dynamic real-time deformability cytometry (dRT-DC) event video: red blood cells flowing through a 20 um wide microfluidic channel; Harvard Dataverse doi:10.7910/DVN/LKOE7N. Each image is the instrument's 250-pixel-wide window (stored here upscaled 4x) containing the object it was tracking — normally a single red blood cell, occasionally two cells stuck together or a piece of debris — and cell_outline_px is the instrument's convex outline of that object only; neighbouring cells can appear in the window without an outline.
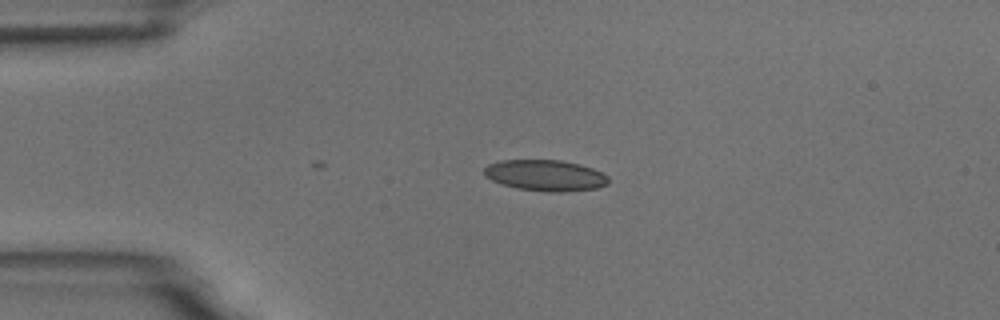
{"species": "common noctule bat (a hibernating species)", "species_latin": "Nyctalus noctula", "temperature_condition": "room temperature", "stored_images_in_passage": 2, "camera_frame_rate_fps": 3000, "um_per_image_px": 0.085, "animal": {"sex": "male", "body_mass_g": 18.8}, "frame": {"image": 1, "passage_image": 1, "time_ms": 0.0, "image_size_px": [1000, 320], "cell_outline_px": [[608, 184], [596, 188], [560, 192], [548, 192], [516, 188], [492, 180], [484, 176], [484, 168], [488, 164], [500, 160], [560, 160], [580, 164], [592, 168], [608, 176]], "centroid_in_image_um": [46.34, 14.9], "position_along_channel_um": 38.7, "area_um2": 22.43}}